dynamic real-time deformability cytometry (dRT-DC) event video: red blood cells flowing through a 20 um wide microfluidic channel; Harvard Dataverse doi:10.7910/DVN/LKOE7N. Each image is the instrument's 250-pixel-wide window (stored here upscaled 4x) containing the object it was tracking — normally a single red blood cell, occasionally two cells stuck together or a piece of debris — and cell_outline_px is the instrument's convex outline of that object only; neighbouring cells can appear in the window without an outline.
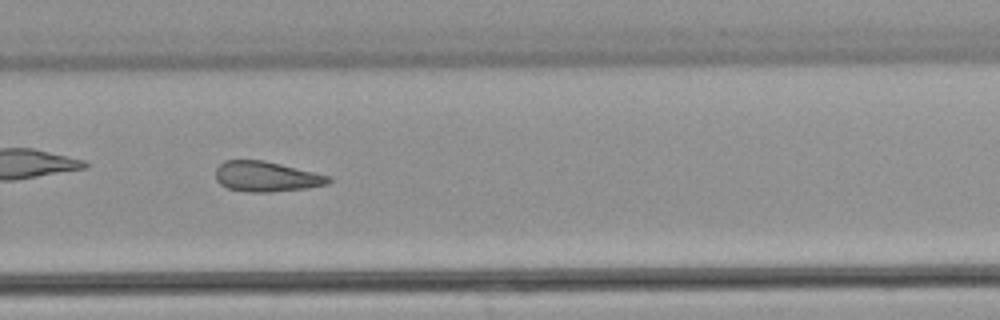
{"species": "common noctule bat (a hibernating species)", "species_latin": "Nyctalus noctula", "temperature_condition": "warm", "stored_images_in_passage": 37, "camera_frame_rate_fps": 3000, "um_per_image_px": 0.085, "animal": {"sex": "male", "body_mass_g": 21.5, "forearm_length_mm": 52.0}, "frame": {"image": 1, "passage_image": 27, "time_ms": 8.667, "image_size_px": [1000, 320], "cell_outline_px": [[332, 180], [328, 184], [304, 188], [272, 192], [244, 192], [228, 188], [220, 184], [216, 180], [216, 168], [224, 160], [264, 160], [332, 176]], "centroid_in_image_um": [22.64, 15.01], "position_along_channel_um": 307.2, "area_um2": 20.0}}